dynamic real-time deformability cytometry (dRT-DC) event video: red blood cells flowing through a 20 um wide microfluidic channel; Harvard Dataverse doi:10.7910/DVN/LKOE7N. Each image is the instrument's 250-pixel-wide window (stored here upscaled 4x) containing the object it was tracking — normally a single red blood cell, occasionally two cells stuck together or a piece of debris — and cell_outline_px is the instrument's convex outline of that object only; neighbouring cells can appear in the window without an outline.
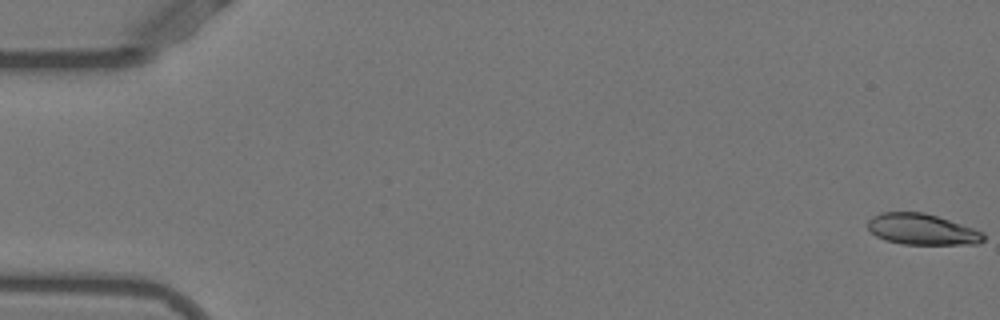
{"species": "Egyptian fruit bat (a non-hibernating species)", "species_latin": "Rousettus aegyptiacus", "temperature_condition": "warm", "stored_images_in_passage": 13, "camera_frame_rate_fps": 3000, "um_per_image_px": 0.085, "animal": {"sex": "female"}, "frame": {"image": 1, "passage_image": 1, "time_ms": 0.0, "image_size_px": [1000, 320], "cell_outline_px": [[984, 240], [976, 244], [904, 244], [884, 240], [876, 236], [868, 228], [868, 220], [872, 216], [880, 212], [924, 212], [984, 232]], "centroid_in_image_um": [78.34, 19.49], "position_along_channel_um": 6.7, "area_um2": 20.75}}